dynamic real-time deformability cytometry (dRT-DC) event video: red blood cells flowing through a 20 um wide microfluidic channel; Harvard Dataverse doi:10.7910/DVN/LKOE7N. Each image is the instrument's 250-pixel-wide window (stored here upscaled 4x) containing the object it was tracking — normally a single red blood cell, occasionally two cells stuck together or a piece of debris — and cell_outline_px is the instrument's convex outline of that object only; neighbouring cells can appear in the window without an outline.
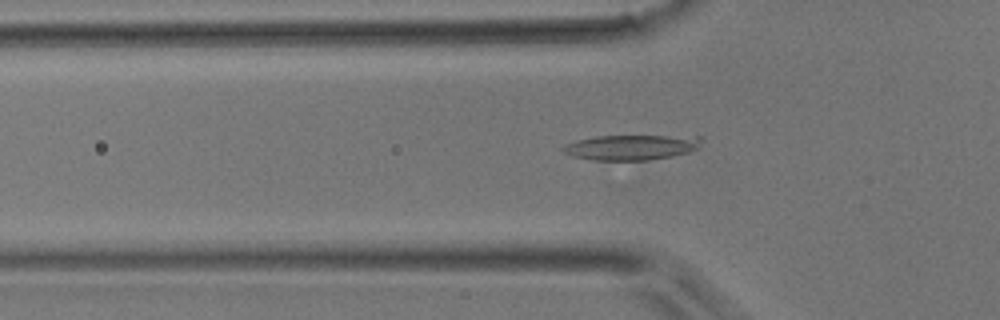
{"species": "common noctule bat (a hibernating species)", "species_latin": "Nyctalus noctula", "temperature_condition": "room temperature", "stored_images_in_passage": 38, "camera_frame_rate_fps": 3000, "um_per_image_px": 0.085, "animal": {"sex": "male", "body_mass_g": 17.9}, "frame": {"image": 1, "passage_image": 7, "time_ms": 2.0, "image_size_px": [1000, 320], "cell_outline_px": [[700, 148], [688, 152], [672, 156], [648, 160], [592, 160], [572, 156], [564, 152], [560, 148], [564, 144], [576, 140], [596, 136], [700, 136]], "centroid_in_image_um": [53.63, 12.52], "position_along_channel_um": 72.2, "area_um2": 20.35}}
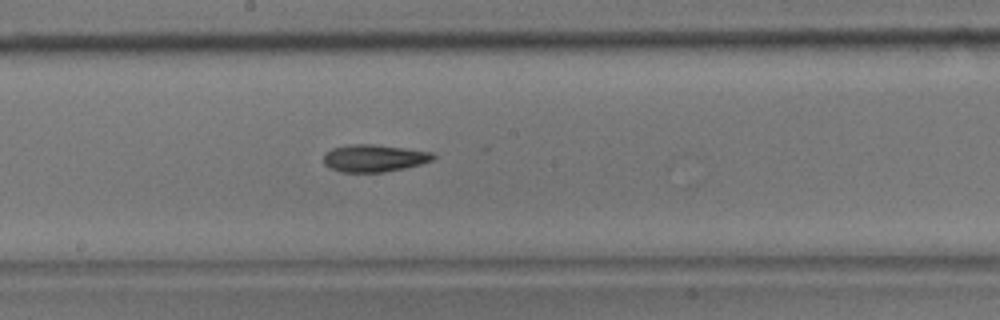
{"frame": {"image": 2, "passage_image": 17, "time_ms": 5.333, "image_size_px": [1000, 320], "cell_outline_px": [[436, 156], [432, 160], [420, 164], [404, 168], [384, 172], [340, 172], [328, 168], [324, 164], [324, 156], [332, 148], [348, 144], [368, 144], [404, 148], [432, 152]], "centroid_in_image_um": [31.77, 13.45], "position_along_channel_um": 216.4, "area_um2": 17.34}}
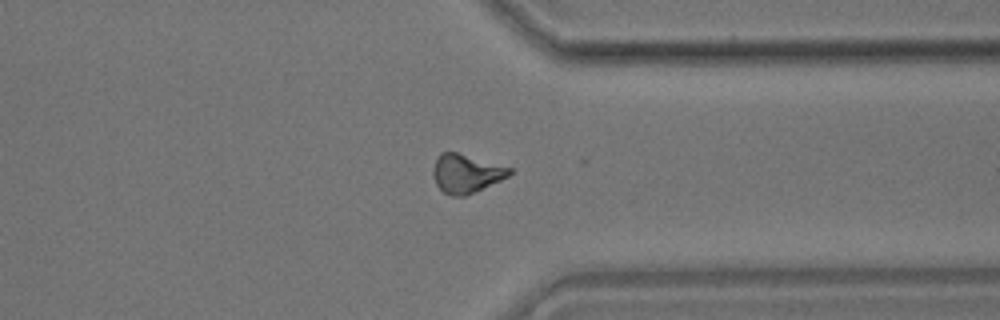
{"frame": {"image": 3, "passage_image": 28, "time_ms": 9.0, "image_size_px": [1000, 320], "cell_outline_px": [[516, 168], [508, 176], [500, 180], [464, 196], [452, 196], [444, 192], [436, 184], [432, 176], [432, 168], [440, 152], [456, 152]], "centroid_in_image_um": [39.63, 14.72], "position_along_channel_um": 371.8, "area_um2": 17.22}}